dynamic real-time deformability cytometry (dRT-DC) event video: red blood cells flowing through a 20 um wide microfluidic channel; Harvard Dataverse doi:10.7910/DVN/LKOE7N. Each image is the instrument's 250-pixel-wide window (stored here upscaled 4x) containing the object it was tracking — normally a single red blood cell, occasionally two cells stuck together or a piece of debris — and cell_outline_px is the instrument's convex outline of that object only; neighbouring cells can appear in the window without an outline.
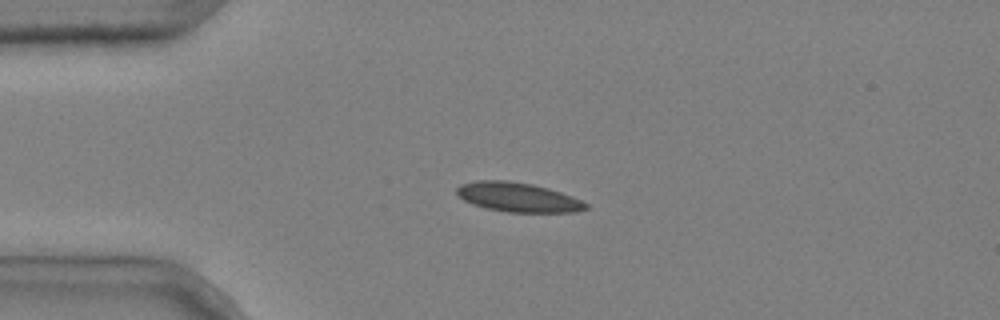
{"species": "common noctule bat (a hibernating species)", "species_latin": "Nyctalus noctula", "temperature_condition": "cold", "stored_images_in_passage": 9, "camera_frame_rate_fps": 3000, "um_per_image_px": 0.085, "animal": {"sex": "male", "body_mass_g": 20.4}, "frame": {"image": 1, "passage_image": 2, "time_ms": 0.333, "image_size_px": [1000, 320], "cell_outline_px": [[588, 208], [576, 212], [508, 212], [484, 208], [472, 204], [464, 200], [456, 192], [456, 188], [460, 184], [476, 180], [508, 180], [532, 184], [548, 188], [560, 192], [580, 200], [588, 204]], "centroid_in_image_um": [43.99, 16.76], "position_along_channel_um": 41.0, "area_um2": 22.08}}
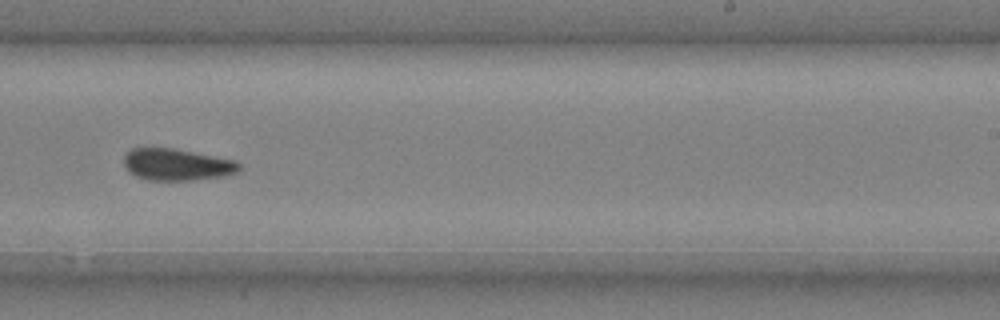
{"frame": {"image": 2, "passage_image": 8, "time_ms": 2.333, "image_size_px": [1000, 320], "cell_outline_px": [[240, 172], [224, 176], [188, 180], [148, 180], [136, 176], [128, 172], [124, 164], [124, 156], [132, 148], [172, 148], [236, 160], [240, 164]], "centroid_in_image_um": [15.04, 13.99], "position_along_channel_um": 274.0, "area_um2": 21.33}}
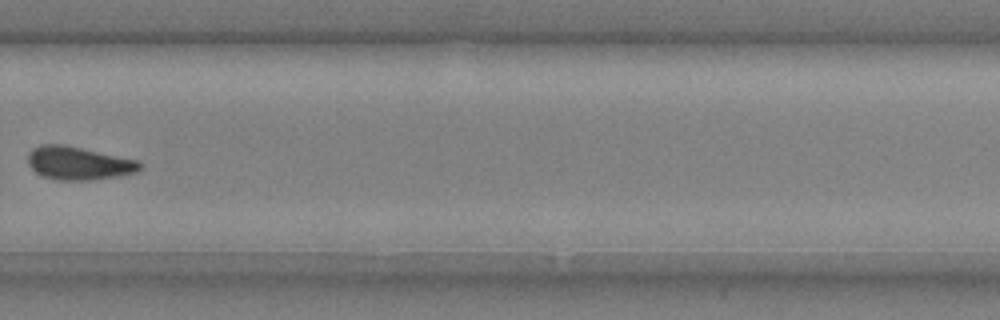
{"frame": {"image": 3, "passage_image": 9, "time_ms": 2.667, "image_size_px": [1000, 320], "cell_outline_px": [[144, 164], [136, 172], [120, 176], [92, 180], [56, 180], [44, 176], [36, 172], [28, 164], [28, 152], [32, 148], [40, 144], [64, 144], [140, 160]], "centroid_in_image_um": [6.7, 13.86], "position_along_channel_um": 323.1, "area_um2": 21.96}}